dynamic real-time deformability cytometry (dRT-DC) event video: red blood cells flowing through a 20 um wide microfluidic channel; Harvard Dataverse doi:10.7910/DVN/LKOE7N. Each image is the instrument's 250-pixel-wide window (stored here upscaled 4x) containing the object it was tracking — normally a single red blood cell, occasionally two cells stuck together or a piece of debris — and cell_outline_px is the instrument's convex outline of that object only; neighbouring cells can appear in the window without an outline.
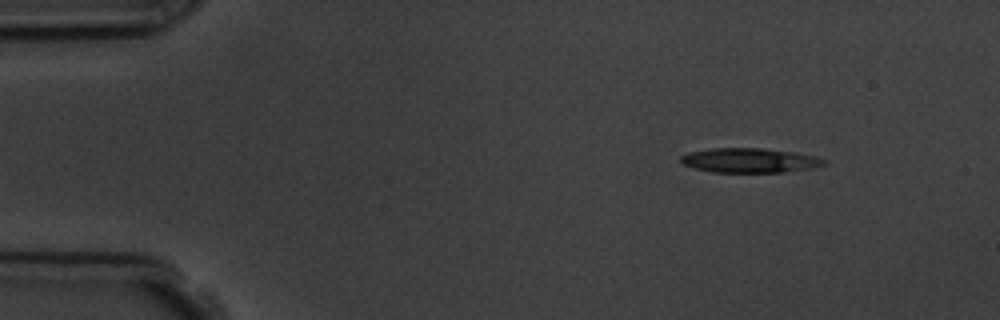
{"species": "common noctule bat (a hibernating species)", "species_latin": "Nyctalus noctula", "temperature_condition": "room temperature", "stored_images_in_passage": 7, "camera_frame_rate_fps": 3000, "um_per_image_px": 0.085, "animal": {"sex": "male", "body_mass_g": 19.5, "forearm_length_mm": 54.6}, "frame": {"image": 1, "passage_image": 1, "time_ms": 0.0, "image_size_px": [1000, 320], "cell_outline_px": [[824, 164], [812, 168], [784, 172], [712, 172], [696, 168], [684, 164], [680, 160], [680, 156], [688, 152], [712, 148], [760, 148], [792, 152], [812, 156], [824, 160]], "centroid_in_image_um": [63.65, 13.63], "position_along_channel_um": 21.3, "area_um2": 20.11}}
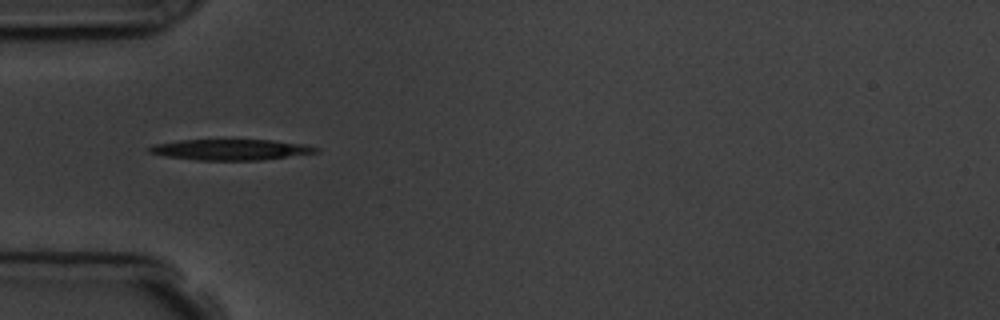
{"frame": {"image": 2, "passage_image": 4, "time_ms": 3.333, "image_size_px": [1000, 320], "cell_outline_px": [[320, 152], [260, 160], [196, 160], [164, 156], [148, 152], [144, 148], [152, 144], [180, 140], [272, 140], [304, 144], [320, 148]], "centroid_in_image_um": [19.55, 12.72], "position_along_channel_um": 65.4, "area_um2": 20.35}}
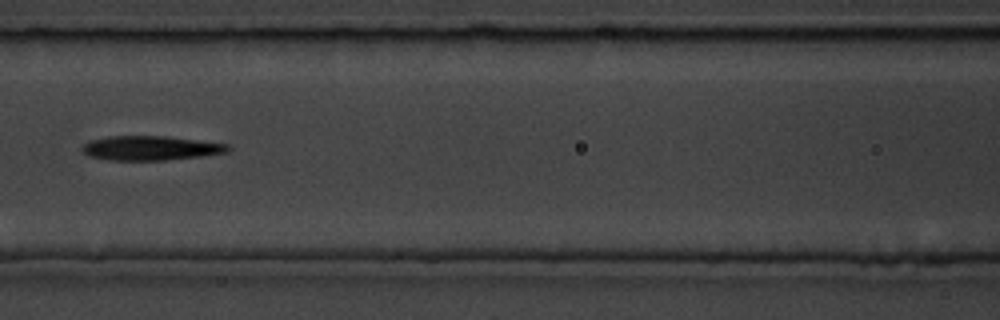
{"frame": {"image": 3, "passage_image": 6, "time_ms": 5.667, "image_size_px": [1000, 320], "cell_outline_px": [[232, 148], [228, 152], [200, 156], [164, 160], [108, 160], [88, 156], [80, 148], [84, 144], [92, 140], [108, 136], [168, 136], [228, 144]], "centroid_in_image_um": [12.8, 12.58], "position_along_channel_um": 153.8, "area_um2": 20.69}}